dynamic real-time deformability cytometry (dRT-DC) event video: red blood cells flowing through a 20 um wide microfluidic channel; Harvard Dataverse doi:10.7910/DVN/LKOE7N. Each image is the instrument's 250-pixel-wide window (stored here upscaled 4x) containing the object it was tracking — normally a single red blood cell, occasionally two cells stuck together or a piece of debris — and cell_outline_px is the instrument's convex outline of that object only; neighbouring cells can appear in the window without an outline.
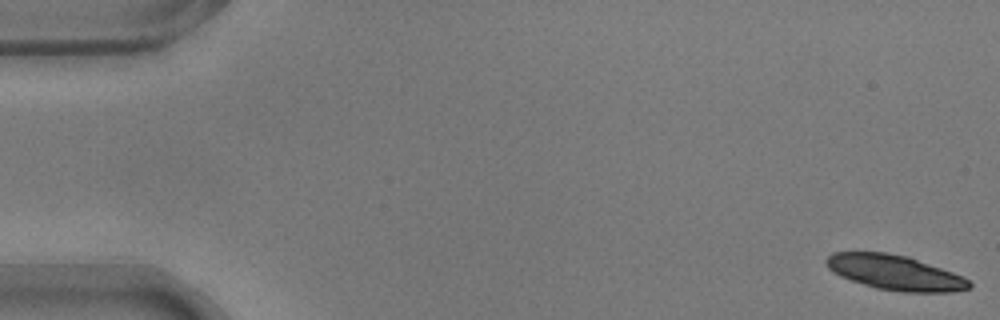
{"species": "common noctule bat (a hibernating species)", "species_latin": "Nyctalus noctula", "temperature_condition": "warm", "stored_images_in_passage": 45, "camera_frame_rate_fps": 3000, "um_per_image_px": 0.085, "animal": {"sex": "male", "body_mass_g": 17.9}, "frame": {"image": 1, "passage_image": 1, "time_ms": 0.0, "image_size_px": [1000, 320], "cell_outline_px": [[972, 288], [952, 292], [904, 292], [876, 288], [840, 276], [832, 272], [828, 268], [824, 260], [832, 252], [884, 252], [908, 256], [952, 272], [968, 280], [972, 284]], "centroid_in_image_um": [76.05, 23.16], "position_along_channel_um": 8.9, "area_um2": 28.96}}
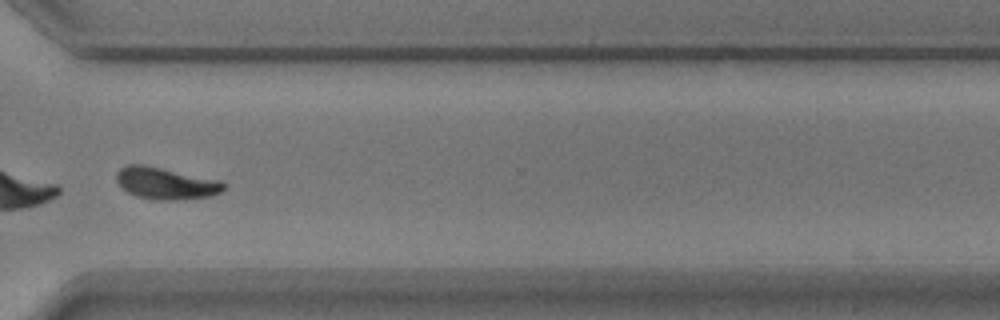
{"frame": {"image": 2, "passage_image": 41, "time_ms": 13.333, "image_size_px": [1000, 320], "cell_outline_px": [[224, 188], [220, 192], [212, 196], [184, 200], [160, 200], [136, 196], [128, 192], [116, 180], [116, 172], [120, 168], [128, 164], [144, 164], [220, 180], [224, 184]], "centroid_in_image_um": [14.09, 15.58], "position_along_channel_um": 356.5, "area_um2": 19.94}, "authors_computed_cell_mechanics": {"area_um2": 20.2878, "velocity_mm_per_s": 3.7074, "shape_relaxation_time_tau1_ms": 2.0669, "shape_relaxation_time_tau2_ms": 4.1326, "deformation_change_tau1": 0.1356, "deformation_change_tau2": 0.0748}}